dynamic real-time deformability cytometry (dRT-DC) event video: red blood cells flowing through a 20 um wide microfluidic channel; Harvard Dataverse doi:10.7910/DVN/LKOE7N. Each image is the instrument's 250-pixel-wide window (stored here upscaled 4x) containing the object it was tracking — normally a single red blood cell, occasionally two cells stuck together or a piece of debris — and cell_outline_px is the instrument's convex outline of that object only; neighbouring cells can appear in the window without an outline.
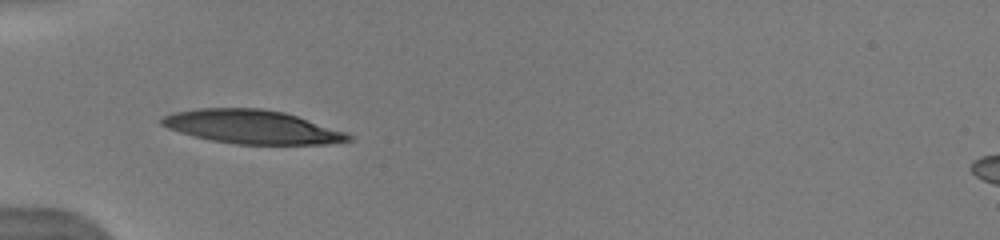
{"species": "human", "species_latin": "Homo sapiens", "temperature_condition": "warm", "stored_images_in_passage": 2, "camera_frame_rate_fps": 3000, "um_per_image_px": 0.085, "donor": {"sex": "male"}, "frame": {"image": 1, "passage_image": 1, "time_ms": 0.0, "image_size_px": [1000, 240], "cell_outline_px": [[352, 140], [328, 144], [236, 144], [212, 140], [180, 132], [168, 128], [160, 124], [160, 120], [164, 116], [172, 112], [196, 108], [260, 108], [284, 112], [348, 132], [352, 136]], "centroid_in_image_um": [21.44, 10.78], "position_along_channel_um": 63.6, "area_um2": 36.59}}